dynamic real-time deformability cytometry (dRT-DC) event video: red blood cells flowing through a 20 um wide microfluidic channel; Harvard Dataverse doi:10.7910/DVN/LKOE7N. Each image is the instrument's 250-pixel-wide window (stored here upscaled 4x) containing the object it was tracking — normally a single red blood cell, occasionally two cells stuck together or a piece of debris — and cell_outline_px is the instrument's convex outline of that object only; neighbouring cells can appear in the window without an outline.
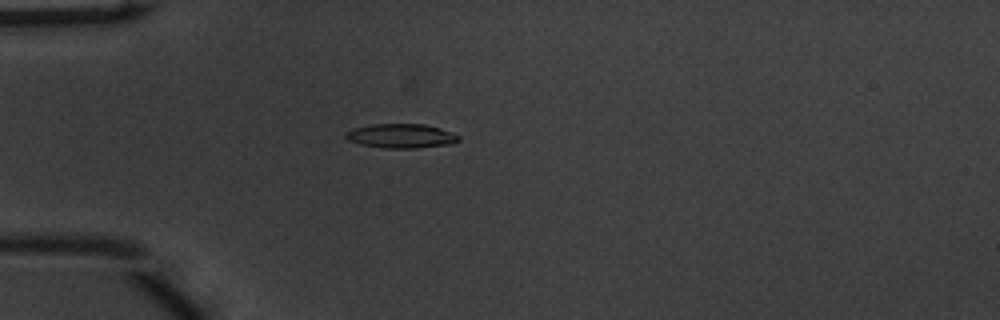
{"species": "common noctule bat (a hibernating species)", "species_latin": "Nyctalus noctula", "temperature_condition": "warm", "stored_images_in_passage": 41, "camera_frame_rate_fps": 3000, "um_per_image_px": 0.085, "animal": {"sex": "male", "body_mass_g": 20.1, "forearm_length_mm": 53.5}, "frame": {"image": 1, "passage_image": 3, "time_ms": 0.667, "image_size_px": [1000, 320], "cell_outline_px": [[460, 140], [452, 144], [416, 148], [384, 148], [360, 144], [348, 140], [344, 136], [344, 132], [352, 128], [372, 124], [424, 124], [440, 128], [452, 132], [460, 136]], "centroid_in_image_um": [34.09, 11.55], "position_along_channel_um": 50.9, "area_um2": 16.13}}
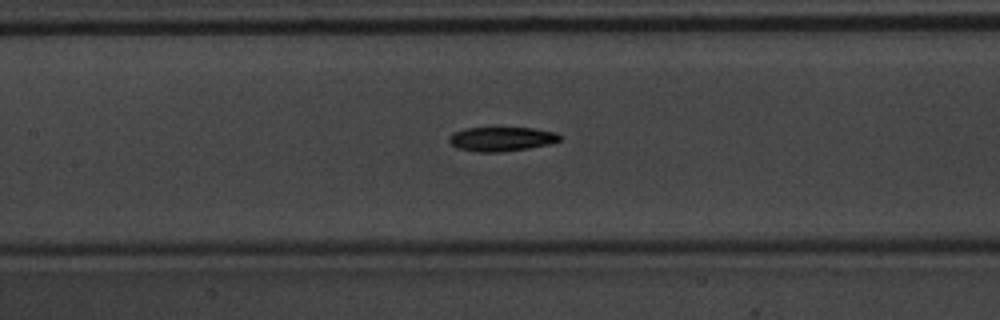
{"frame": {"image": 2, "passage_image": 13, "time_ms": 4.0, "image_size_px": [1000, 320], "cell_outline_px": [[560, 140], [552, 144], [528, 148], [500, 152], [476, 152], [456, 148], [448, 140], [452, 132], [464, 128], [532, 128], [556, 132], [560, 136]], "centroid_in_image_um": [42.61, 11.82], "position_along_channel_um": 164.8, "area_um2": 15.72}}
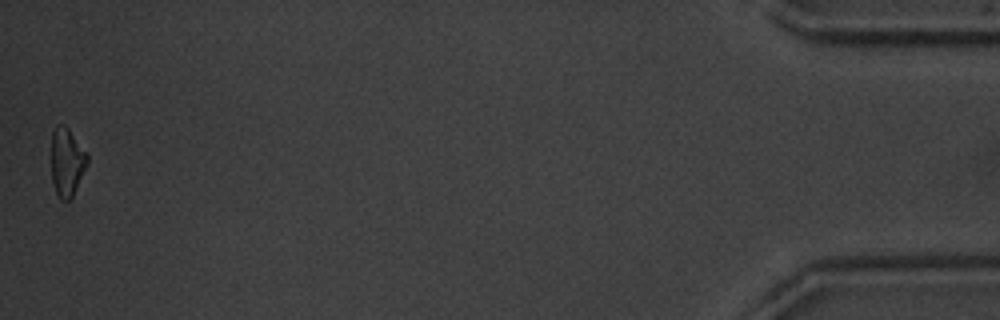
{"frame": {"image": 3, "passage_image": 41, "time_ms": 13.333, "image_size_px": [1000, 320], "cell_outline_px": [[88, 160], [72, 196], [68, 200], [60, 200], [56, 192], [52, 180], [52, 132], [56, 124], [64, 124], [68, 128], [88, 156]], "centroid_in_image_um": [5.65, 13.74], "position_along_channel_um": 429.5, "area_um2": 13.87}, "authors_computed_cell_mechanics": {"area_um2": 15.4326, "velocity_mm_per_s": 3.79, "shape_relaxation_time_tau1_ms": 4.6267, "shape_relaxation_time_tau2_ms": 9.8454, "deformation_change_tau1": 0.1633, "deformation_change_tau2": 0.2187}}